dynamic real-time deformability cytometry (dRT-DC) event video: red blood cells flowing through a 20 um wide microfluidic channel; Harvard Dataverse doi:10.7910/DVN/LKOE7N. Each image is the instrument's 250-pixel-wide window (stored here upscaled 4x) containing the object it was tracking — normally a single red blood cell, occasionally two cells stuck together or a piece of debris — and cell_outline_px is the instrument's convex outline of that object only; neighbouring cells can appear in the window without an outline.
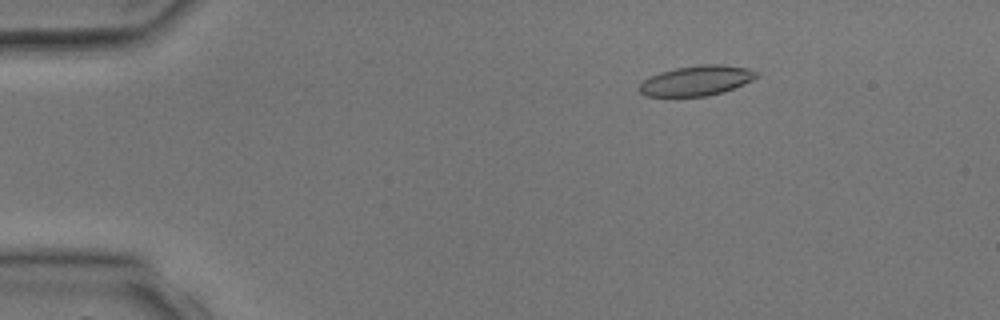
{"species": "common noctule bat (a hibernating species)", "species_latin": "Nyctalus noctula", "temperature_condition": "room temperature", "stored_images_in_passage": 3, "camera_frame_rate_fps": 3000, "um_per_image_px": 0.085, "animal": {"sex": "male", "body_mass_g": 17.9, "forearm_length_mm": 54.2}, "frame": {"image": 1, "passage_image": 2, "time_ms": 1.0, "image_size_px": [1000, 320], "cell_outline_px": [[760, 76], [744, 84], [724, 92], [708, 96], [644, 96], [636, 88], [644, 80], [660, 72], [676, 68], [700, 64], [720, 64], [748, 68], [760, 72]], "centroid_in_image_um": [59.24, 6.85], "position_along_channel_um": 25.8, "area_um2": 20.69}}